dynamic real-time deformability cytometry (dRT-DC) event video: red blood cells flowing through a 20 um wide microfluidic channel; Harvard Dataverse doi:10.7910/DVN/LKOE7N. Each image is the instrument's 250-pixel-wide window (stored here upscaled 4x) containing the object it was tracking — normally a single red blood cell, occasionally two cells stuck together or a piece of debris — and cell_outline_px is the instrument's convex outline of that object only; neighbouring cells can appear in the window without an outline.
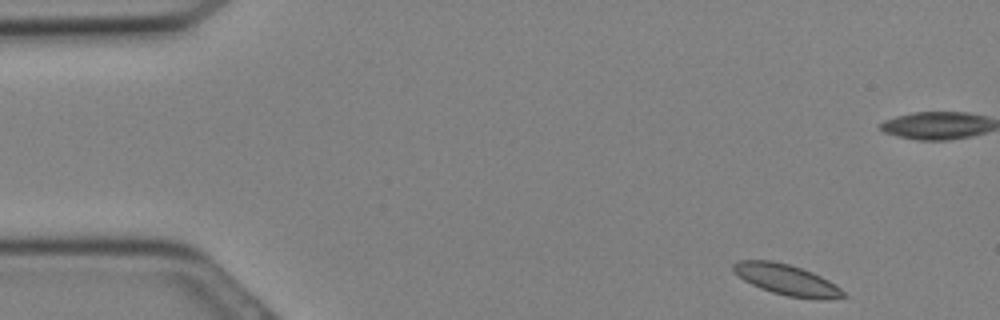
{"species": "Egyptian fruit bat (a non-hibernating species)", "species_latin": "Rousettus aegyptiacus", "temperature_condition": "cold", "stored_images_in_passage": 16, "camera_frame_rate_fps": 3000, "um_per_image_px": 0.085, "animal": {"sex": "female"}, "frame": {"image": 1, "passage_image": 1, "time_ms": 0.0, "image_size_px": [1000, 320], "cell_outline_px": [[848, 296], [820, 300], [788, 296], [772, 292], [760, 288], [744, 280], [732, 272], [732, 264], [740, 260], [772, 260], [788, 264], [812, 272], [836, 284]], "centroid_in_image_um": [66.85, 23.78], "position_along_channel_um": 18.2, "area_um2": 19.71}}